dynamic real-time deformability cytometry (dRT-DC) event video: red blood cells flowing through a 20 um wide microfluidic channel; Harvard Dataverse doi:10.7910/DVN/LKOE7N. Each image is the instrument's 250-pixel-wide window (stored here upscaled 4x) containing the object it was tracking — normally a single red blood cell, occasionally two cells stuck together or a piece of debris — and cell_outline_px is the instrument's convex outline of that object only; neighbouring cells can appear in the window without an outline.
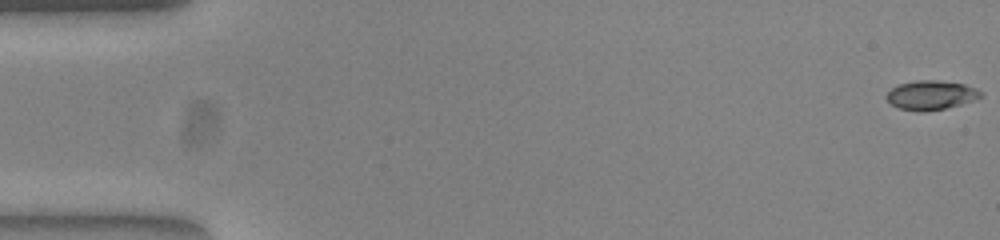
{"species": "common noctule bat (a hibernating species)", "species_latin": "Nyctalus noctula", "temperature_condition": "warm", "stored_images_in_passage": 48, "camera_frame_rate_fps": 3000, "um_per_image_px": 0.085, "animal": {"sex": "female", "body_mass_g": 23.0, "forearm_length_mm": 53.4}, "frame": {"image": 1, "passage_image": 1, "time_ms": 0.0, "image_size_px": [1000, 240], "cell_outline_px": [[984, 96], [960, 104], [944, 108], [924, 112], [916, 112], [900, 108], [892, 104], [888, 100], [888, 92], [892, 88], [900, 84], [916, 80], [936, 80], [964, 84], [976, 88]], "centroid_in_image_um": [79.14, 8.08], "position_along_channel_um": 5.9, "area_um2": 15.78}}
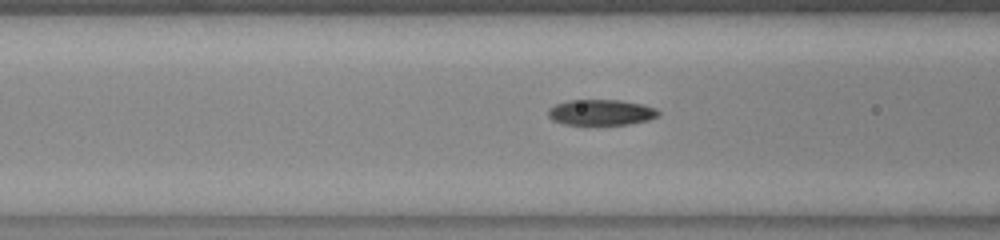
{"frame": {"image": 2, "passage_image": 21, "time_ms": 6.667, "image_size_px": [1000, 240], "cell_outline_px": [[660, 116], [648, 120], [628, 124], [564, 124], [552, 120], [548, 116], [548, 108], [556, 104], [568, 100], [620, 100], [644, 104], [656, 108], [660, 112]], "centroid_in_image_um": [51.11, 9.54], "position_along_channel_um": 115.5, "area_um2": 16.59}}
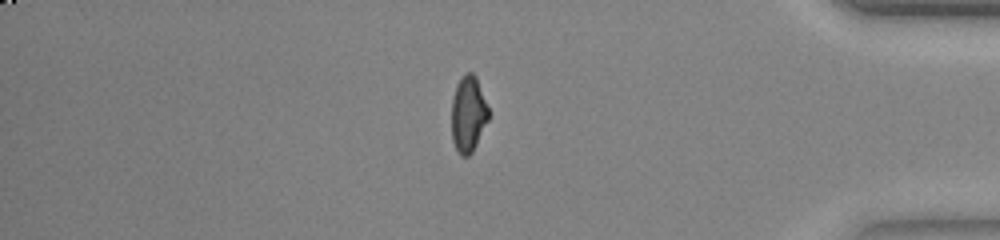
{"frame": {"image": 3, "passage_image": 45, "time_ms": 14.667, "image_size_px": [1000, 240], "cell_outline_px": [[488, 120], [472, 152], [468, 156], [460, 156], [452, 140], [452, 96], [456, 84], [468, 72], [472, 72], [476, 76], [488, 108]], "centroid_in_image_um": [39.79, 9.7], "position_along_channel_um": 395.4, "area_um2": 16.18}}